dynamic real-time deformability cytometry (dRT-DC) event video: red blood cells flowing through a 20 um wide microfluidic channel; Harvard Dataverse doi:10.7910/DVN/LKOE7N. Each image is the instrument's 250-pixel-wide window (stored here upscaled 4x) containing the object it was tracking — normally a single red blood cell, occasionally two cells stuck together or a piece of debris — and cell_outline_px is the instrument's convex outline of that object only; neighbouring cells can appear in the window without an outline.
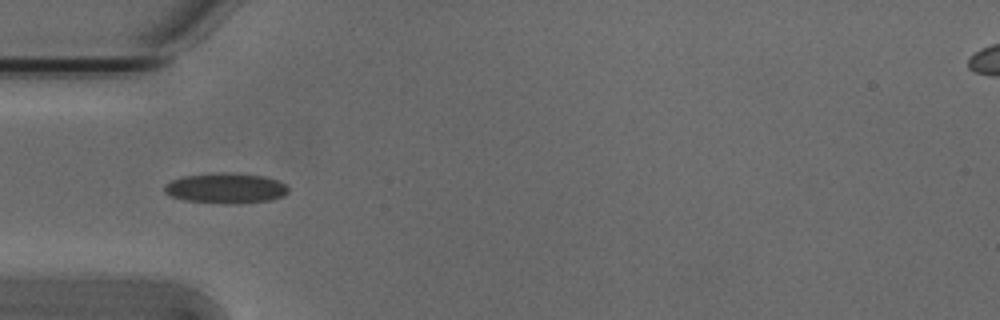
{"species": "Egyptian fruit bat (a non-hibernating species)", "species_latin": "Rousettus aegyptiacus", "temperature_condition": "cold", "stored_images_in_passage": 28, "camera_frame_rate_fps": 3000, "um_per_image_px": 0.085, "animal": {"sex": "male"}, "frame": {"image": 1, "passage_image": 1, "time_ms": 0.0, "image_size_px": [1000, 320], "cell_outline_px": [[288, 192], [284, 196], [272, 200], [240, 204], [224, 204], [184, 200], [172, 196], [164, 192], [164, 184], [172, 180], [184, 176], [220, 172], [232, 172], [264, 176], [280, 180], [288, 188]], "centroid_in_image_um": [19.22, 16.0], "position_along_channel_um": 65.8, "area_um2": 22.25}}
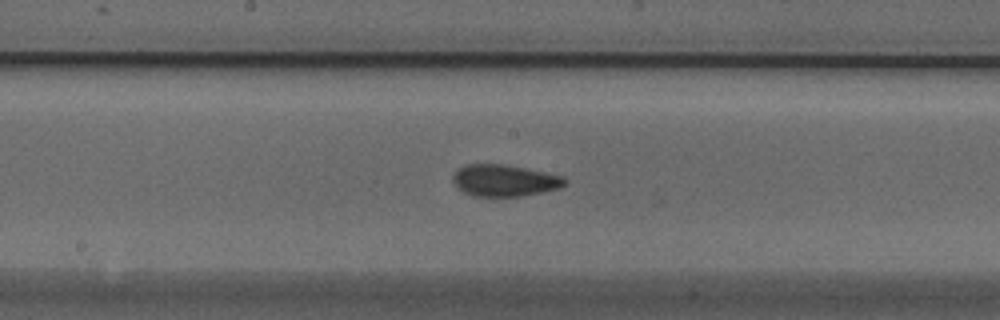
{"frame": {"image": 2, "passage_image": 12, "time_ms": 3.667, "image_size_px": [1000, 320], "cell_outline_px": [[568, 184], [560, 188], [520, 196], [472, 196], [464, 192], [452, 180], [452, 176], [460, 168], [468, 164], [500, 164], [524, 168], [564, 176], [568, 180]], "centroid_in_image_um": [42.92, 15.34], "position_along_channel_um": 205.3, "area_um2": 20.46}}
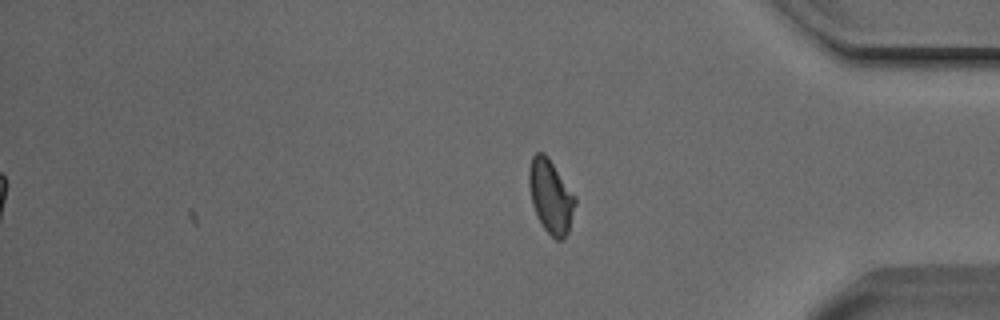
{"frame": {"image": 3, "passage_image": 28, "time_ms": 9.0, "image_size_px": [1000, 320], "cell_outline_px": [[576, 204], [568, 232], [560, 240], [556, 240], [544, 228], [532, 204], [528, 184], [528, 168], [532, 156], [536, 152], [544, 152], [548, 156], [576, 196]], "centroid_in_image_um": [46.81, 16.64], "position_along_channel_um": 388.4, "area_um2": 19.83}, "authors_computed_cell_mechanics": {"area_um2": 20.3745, "velocity_mm_per_s": 3.8134, "shape_relaxation_time_tau1_ms": 3.7227, "shape_relaxation_time_tau2_ms": 1.1457, "deformation_change_tau1": 0.0936, "deformation_change_tau2": 0.0561}}